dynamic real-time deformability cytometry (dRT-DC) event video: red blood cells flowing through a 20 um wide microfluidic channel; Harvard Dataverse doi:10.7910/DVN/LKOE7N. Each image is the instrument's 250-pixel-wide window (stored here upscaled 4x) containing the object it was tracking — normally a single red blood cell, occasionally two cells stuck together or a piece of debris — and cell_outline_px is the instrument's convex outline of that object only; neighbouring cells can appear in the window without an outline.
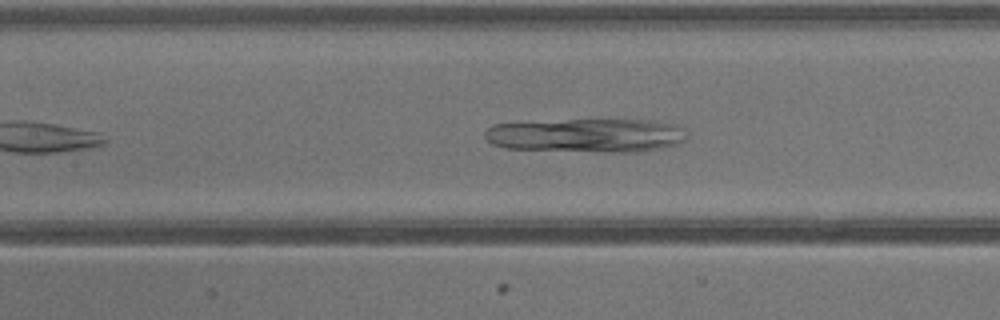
{"species": "common noctule bat (a hibernating species)", "species_latin": "Nyctalus noctula", "temperature_condition": "warm", "stored_images_in_passage": 7, "camera_frame_rate_fps": 3000, "um_per_image_px": 0.085, "animal": {"sex": "male", "body_mass_g": 13.3}, "frame": {"image": 1, "passage_image": 7, "time_ms": 7.333, "image_size_px": [1000, 320], "cell_outline_px": [[688, 140], [680, 144], [640, 152], [612, 152], [504, 148], [492, 144], [484, 136], [484, 132], [492, 124], [568, 120], [656, 120], [676, 124], [684, 128], [688, 132]], "centroid_in_image_um": [49.96, 11.51], "position_along_channel_um": 157.4, "area_um2": 40.17}}